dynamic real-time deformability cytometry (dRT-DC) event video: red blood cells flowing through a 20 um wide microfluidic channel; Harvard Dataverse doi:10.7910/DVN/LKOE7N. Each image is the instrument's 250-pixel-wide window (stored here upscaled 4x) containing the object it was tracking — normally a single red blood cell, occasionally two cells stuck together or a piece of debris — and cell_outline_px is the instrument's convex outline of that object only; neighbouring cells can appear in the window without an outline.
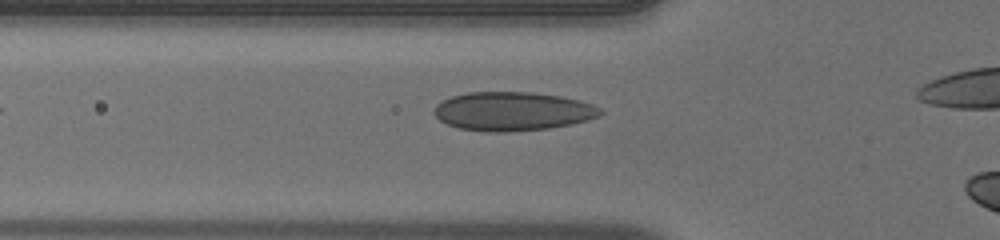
{"species": "human", "species_latin": "Homo sapiens", "temperature_condition": "warm", "stored_images_in_passage": 29, "camera_frame_rate_fps": 3000, "um_per_image_px": 0.085, "donor": {"sex": "male"}, "frame": {"image": 1, "passage_image": 3, "time_ms": 0.667, "image_size_px": [1000, 240], "cell_outline_px": [[604, 112], [600, 116], [588, 120], [572, 124], [548, 128], [504, 132], [488, 132], [460, 128], [448, 124], [440, 120], [432, 112], [432, 108], [436, 104], [452, 96], [468, 92], [532, 92], [560, 96], [580, 100], [592, 104], [600, 108]], "centroid_in_image_um": [43.58, 9.46], "position_along_channel_um": 82.2, "area_um2": 37.69}}
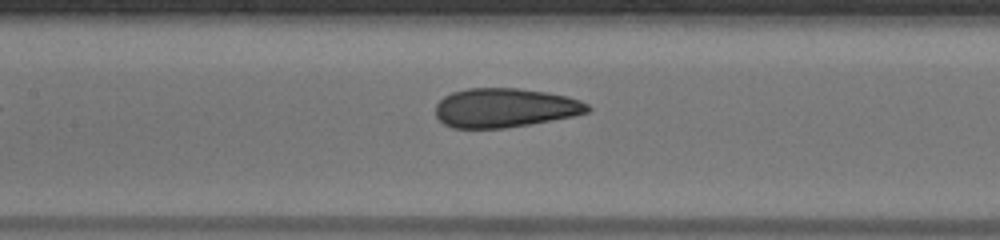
{"frame": {"image": 2, "passage_image": 9, "time_ms": 2.667, "image_size_px": [1000, 240], "cell_outline_px": [[592, 108], [588, 112], [576, 116], [532, 124], [504, 128], [452, 128], [444, 124], [436, 116], [436, 104], [444, 96], [452, 92], [468, 88], [520, 88], [548, 92], [568, 96], [580, 100], [588, 104]], "centroid_in_image_um": [42.95, 9.16], "position_along_channel_um": 164.4, "area_um2": 35.08}}
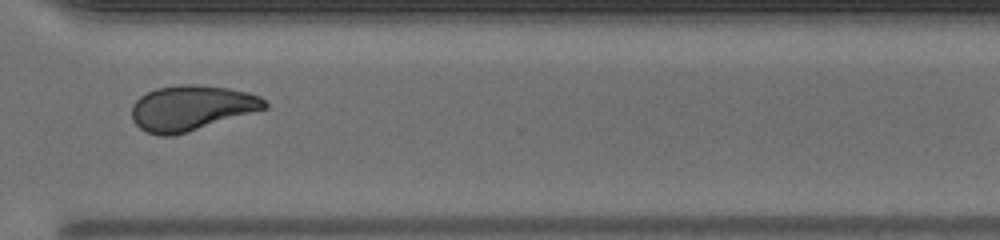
{"frame": {"image": 3, "passage_image": 23, "time_ms": 7.333, "image_size_px": [1000, 240], "cell_outline_px": [[268, 108], [188, 132], [172, 136], [160, 136], [148, 132], [140, 128], [132, 120], [132, 104], [140, 96], [156, 88], [176, 84], [196, 84], [228, 88], [248, 92], [260, 96], [268, 104]], "centroid_in_image_um": [16.27, 9.17], "position_along_channel_um": 354.3, "area_um2": 35.14}}